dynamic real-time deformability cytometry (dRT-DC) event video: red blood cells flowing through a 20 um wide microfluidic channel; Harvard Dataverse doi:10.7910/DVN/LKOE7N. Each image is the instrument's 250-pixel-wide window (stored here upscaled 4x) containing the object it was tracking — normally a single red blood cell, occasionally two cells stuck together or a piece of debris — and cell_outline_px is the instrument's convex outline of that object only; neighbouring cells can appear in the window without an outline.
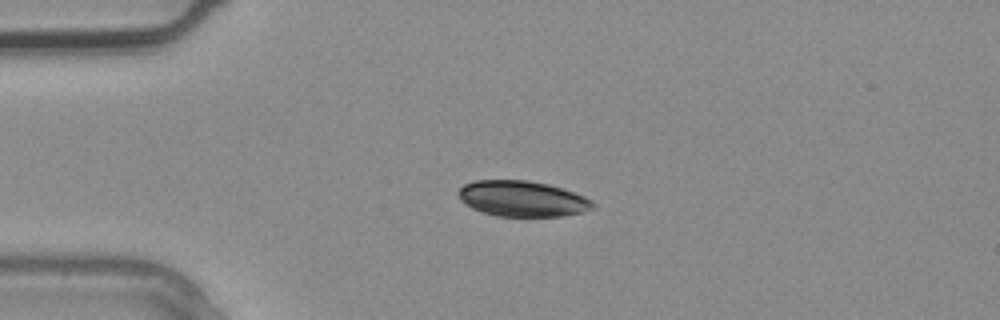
{"species": "common noctule bat (a hibernating species)", "species_latin": "Nyctalus noctula", "temperature_condition": "warm", "stored_images_in_passage": 2, "camera_frame_rate_fps": 3000, "um_per_image_px": 0.085, "animal": {"sex": "male", "body_mass_g": 20.4}, "frame": {"image": 1, "passage_image": 2, "time_ms": 0.333, "image_size_px": [1000, 320], "cell_outline_px": [[596, 204], [592, 208], [580, 212], [564, 216], [496, 216], [472, 208], [464, 204], [460, 200], [460, 188], [464, 184], [476, 180], [528, 180], [548, 184], [584, 196], [592, 200]], "centroid_in_image_um": [44.39, 16.89], "position_along_channel_um": 40.6, "area_um2": 27.74}}